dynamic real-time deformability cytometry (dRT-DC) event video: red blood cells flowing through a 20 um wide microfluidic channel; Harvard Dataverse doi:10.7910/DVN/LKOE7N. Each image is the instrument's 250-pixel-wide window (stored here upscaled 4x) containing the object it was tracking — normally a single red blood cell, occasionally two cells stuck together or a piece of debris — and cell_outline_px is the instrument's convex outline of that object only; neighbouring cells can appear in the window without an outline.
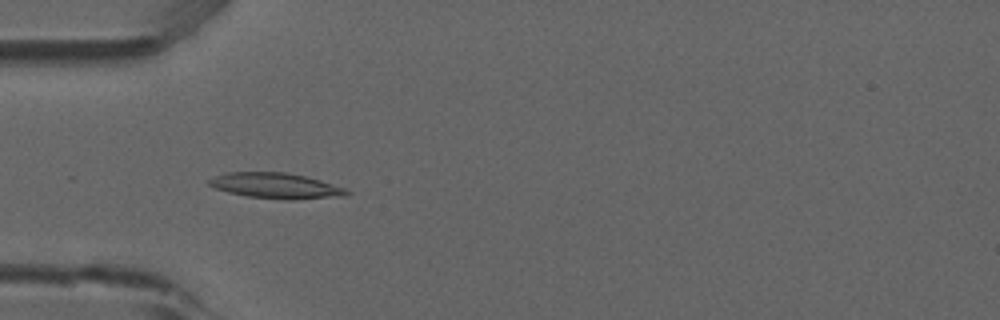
{"species": "common noctule bat (a hibernating species)", "species_latin": "Nyctalus noctula", "temperature_condition": "room temperature", "stored_images_in_passage": 26, "camera_frame_rate_fps": 3000, "um_per_image_px": 0.085, "animal": {"sex": "male", "forearm_length_mm": 52.5}, "frame": {"image": 1, "passage_image": 12, "time_ms": 3.667, "image_size_px": [1000, 320], "cell_outline_px": [[352, 192], [344, 196], [296, 200], [288, 200], [248, 196], [228, 192], [216, 188], [208, 184], [208, 180], [224, 172], [284, 172], [304, 176], [320, 180], [344, 188]], "centroid_in_image_um": [23.46, 15.79], "position_along_channel_um": 61.5, "area_um2": 20.4}}
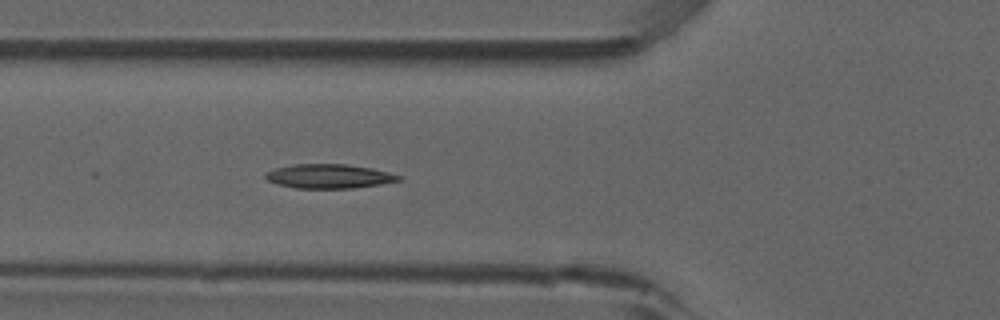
{"frame": {"image": 2, "passage_image": 15, "time_ms": 4.667, "image_size_px": [1000, 320], "cell_outline_px": [[404, 176], [400, 180], [380, 184], [356, 188], [296, 188], [276, 184], [268, 180], [264, 176], [264, 172], [276, 168], [292, 164], [348, 164], [372, 168]], "centroid_in_image_um": [27.96, 14.98], "position_along_channel_um": 97.8, "area_um2": 18.9}}
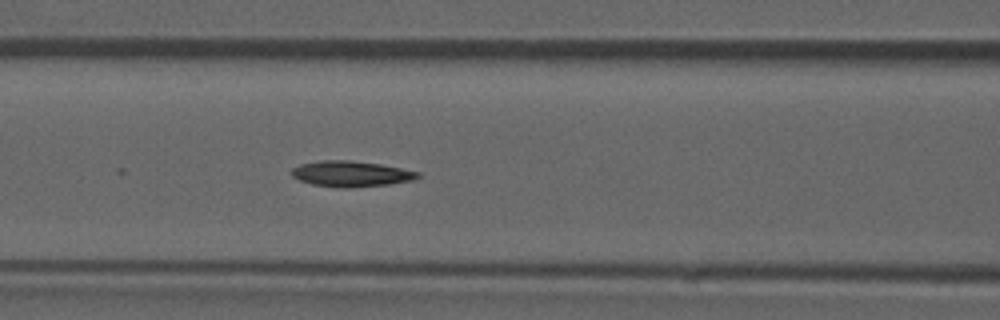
{"frame": {"image": 3, "passage_image": 18, "time_ms": 5.667, "image_size_px": [1000, 320], "cell_outline_px": [[420, 176], [412, 180], [388, 184], [348, 188], [344, 188], [312, 184], [300, 180], [292, 176], [292, 168], [300, 164], [320, 160], [352, 160], [380, 164], [420, 172]], "centroid_in_image_um": [29.82, 14.76], "position_along_channel_um": 136.8, "area_um2": 18.79}}